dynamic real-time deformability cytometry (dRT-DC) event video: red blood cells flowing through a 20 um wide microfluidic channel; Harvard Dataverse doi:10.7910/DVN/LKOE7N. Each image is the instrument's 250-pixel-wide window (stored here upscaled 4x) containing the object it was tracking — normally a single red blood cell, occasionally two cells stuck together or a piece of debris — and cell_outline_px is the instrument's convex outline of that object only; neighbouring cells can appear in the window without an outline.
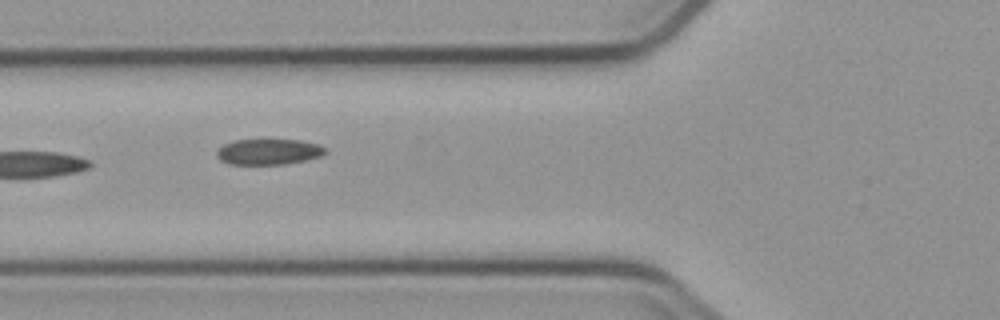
{"species": "common noctule bat (a hibernating species)", "species_latin": "Nyctalus noctula", "temperature_condition": "cold", "stored_images_in_passage": 8, "camera_frame_rate_fps": 3000, "um_per_image_px": 0.085, "animal": {"sex": "male", "body_mass_g": 23.1, "forearm_length_mm": 52.7}, "frame": {"image": 1, "passage_image": 3, "time_ms": 2.333, "image_size_px": [1000, 320], "cell_outline_px": [[328, 152], [320, 156], [304, 160], [284, 164], [228, 164], [220, 160], [216, 156], [216, 152], [224, 144], [236, 140], [300, 140], [316, 144], [324, 148]], "centroid_in_image_um": [22.8, 12.9], "position_along_channel_um": 103.0, "area_um2": 16.07}}
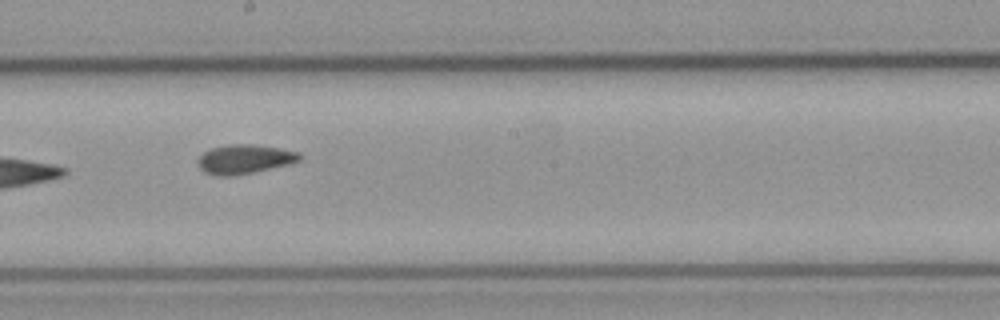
{"frame": {"image": 2, "passage_image": 6, "time_ms": 5.667, "image_size_px": [1000, 320], "cell_outline_px": [[300, 160], [288, 164], [252, 172], [228, 176], [216, 176], [204, 172], [200, 168], [196, 160], [204, 152], [212, 148], [228, 144], [252, 144], [276, 148], [296, 152], [300, 156]], "centroid_in_image_um": [20.7, 13.53], "position_along_channel_um": 227.5, "area_um2": 16.94}}
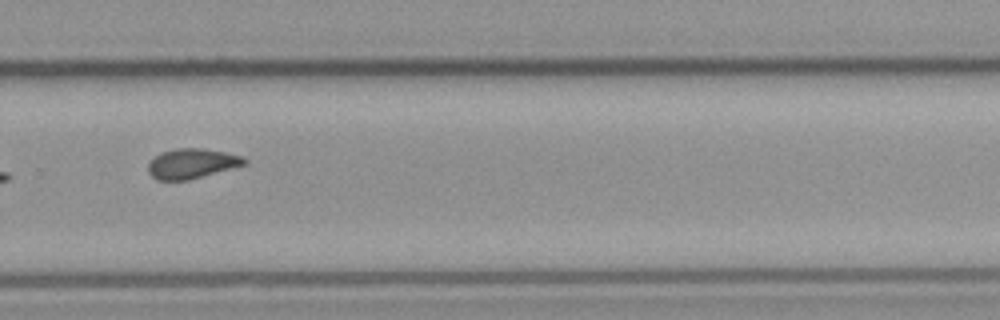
{"frame": {"image": 3, "passage_image": 8, "time_ms": 8.0, "image_size_px": [1000, 320], "cell_outline_px": [[248, 164], [188, 180], [156, 180], [148, 172], [148, 164], [160, 152], [176, 148], [204, 148], [244, 156], [248, 160]], "centroid_in_image_um": [16.34, 13.89], "position_along_channel_um": 313.5, "area_um2": 16.88}}